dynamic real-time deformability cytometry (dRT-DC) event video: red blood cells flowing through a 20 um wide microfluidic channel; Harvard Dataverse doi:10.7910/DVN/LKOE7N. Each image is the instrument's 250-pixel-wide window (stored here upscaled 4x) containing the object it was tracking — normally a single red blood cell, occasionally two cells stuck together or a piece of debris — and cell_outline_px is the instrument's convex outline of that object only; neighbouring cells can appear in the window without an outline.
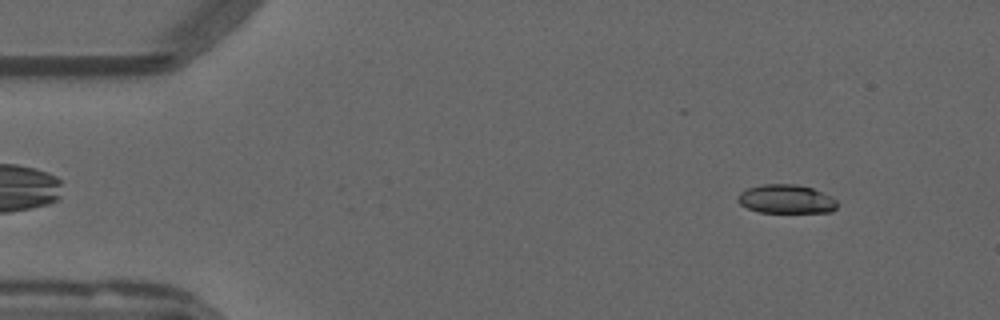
{"species": "common noctule bat (a hibernating species)", "species_latin": "Nyctalus noctula", "temperature_condition": "warm", "stored_images_in_passage": 53, "segment_of_instrument_passage": [1, 2], "camera_frame_rate_fps": 3000, "um_per_image_px": 0.085, "animal": {"sex": "male", "forearm_length_mm": 52.5}, "frame": {"image": 1, "passage_image": 5, "time_ms": 1.333, "image_size_px": [1000, 320], "cell_outline_px": [[836, 208], [832, 212], [760, 212], [748, 208], [740, 204], [736, 200], [736, 196], [740, 192], [748, 188], [764, 184], [796, 184], [812, 188], [832, 196], [836, 200]], "centroid_in_image_um": [66.81, 16.92], "position_along_channel_um": 18.2, "area_um2": 16.7}}
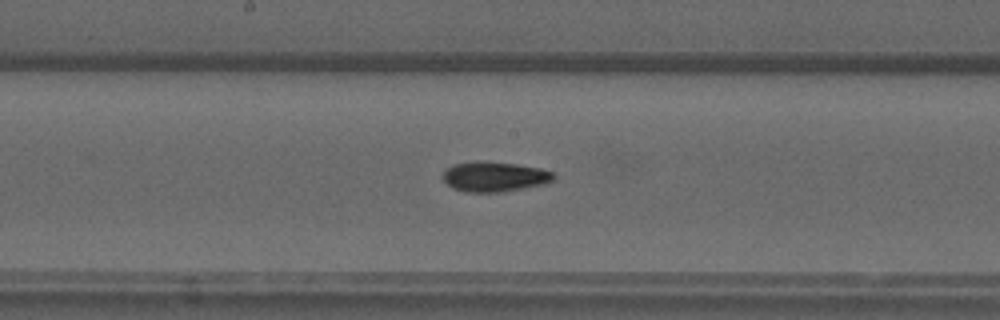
{"frame": {"image": 2, "passage_image": 27, "time_ms": 8.667, "image_size_px": [1000, 320], "cell_outline_px": [[556, 180], [548, 184], [504, 192], [464, 192], [452, 188], [440, 176], [444, 168], [452, 164], [480, 160], [516, 164], [540, 168], [552, 172], [556, 176]], "centroid_in_image_um": [42.03, 15.02], "position_along_channel_um": 206.2, "area_um2": 20.0}}
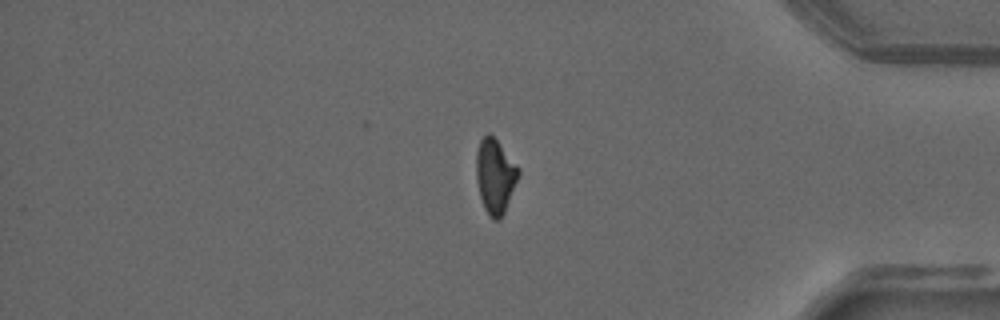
{"frame": {"image": 3, "passage_image": 44, "time_ms": 14.333, "image_size_px": [1000, 320], "cell_outline_px": [[520, 172], [504, 212], [500, 220], [492, 220], [484, 208], [480, 196], [476, 180], [476, 152], [480, 140], [488, 132], [496, 140], [520, 168]], "centroid_in_image_um": [42.07, 14.97], "position_along_channel_um": 393.1, "area_um2": 18.15}}